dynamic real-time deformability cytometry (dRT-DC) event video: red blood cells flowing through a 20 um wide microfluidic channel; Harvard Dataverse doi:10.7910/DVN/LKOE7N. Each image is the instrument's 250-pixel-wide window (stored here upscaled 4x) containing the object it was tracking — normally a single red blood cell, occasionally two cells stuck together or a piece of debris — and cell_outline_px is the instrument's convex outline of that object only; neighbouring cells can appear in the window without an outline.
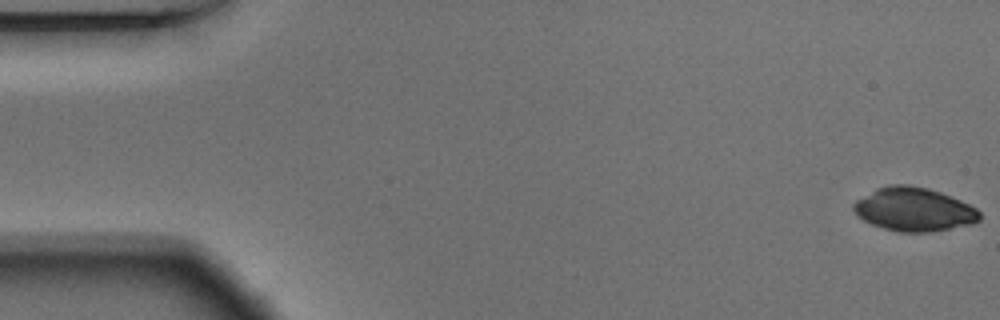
{"species": "Egyptian fruit bat (a non-hibernating species)", "species_latin": "Rousettus aegyptiacus", "temperature_condition": "warm", "stored_images_in_passage": 55, "segment_of_instrument_passage": [1, 2], "camera_frame_rate_fps": 3000, "um_per_image_px": 0.085, "animal": {"sex": "male"}, "frame": {"image": 1, "passage_image": 1, "time_ms": 0.0, "image_size_px": [1000, 320], "cell_outline_px": [[980, 220], [972, 224], [932, 232], [900, 232], [884, 228], [872, 224], [864, 220], [852, 208], [852, 204], [856, 200], [876, 188], [888, 184], [908, 184], [928, 188], [940, 192], [960, 200], [976, 208], [980, 212]], "centroid_in_image_um": [77.69, 17.79], "position_along_channel_um": 7.3, "area_um2": 32.02}}
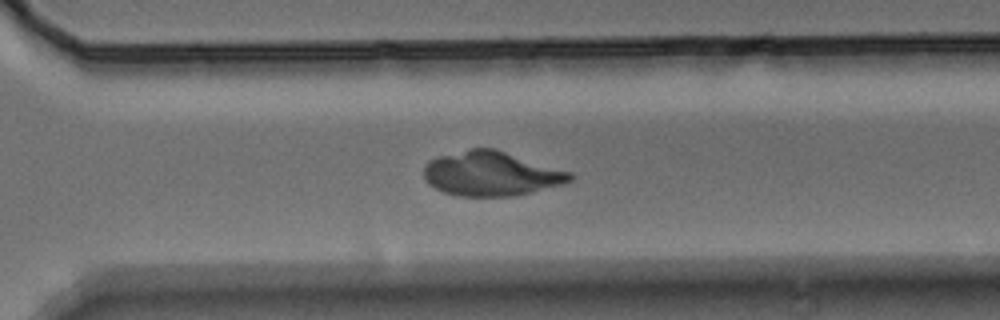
{"frame": {"image": 2, "passage_image": 38, "time_ms": 12.333, "image_size_px": [1000, 320], "cell_outline_px": [[576, 176], [572, 180], [560, 184], [516, 196], [456, 196], [444, 192], [428, 184], [424, 180], [424, 164], [428, 160], [436, 156], [472, 148], [492, 148], [572, 172]], "centroid_in_image_um": [41.71, 14.76], "position_along_channel_um": 328.9, "area_um2": 37.86}}
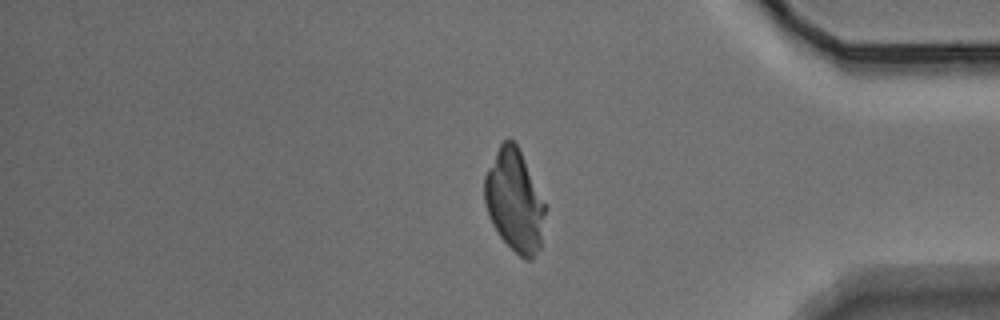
{"frame": {"image": 3, "passage_image": 45, "time_ms": 14.667, "image_size_px": [1000, 320], "cell_outline_px": [[548, 208], [540, 248], [532, 260], [524, 260], [500, 236], [492, 224], [484, 200], [484, 176], [500, 144], [508, 136], [516, 144]], "centroid_in_image_um": [43.76, 17.09], "position_along_channel_um": 391.4, "area_um2": 36.07}}